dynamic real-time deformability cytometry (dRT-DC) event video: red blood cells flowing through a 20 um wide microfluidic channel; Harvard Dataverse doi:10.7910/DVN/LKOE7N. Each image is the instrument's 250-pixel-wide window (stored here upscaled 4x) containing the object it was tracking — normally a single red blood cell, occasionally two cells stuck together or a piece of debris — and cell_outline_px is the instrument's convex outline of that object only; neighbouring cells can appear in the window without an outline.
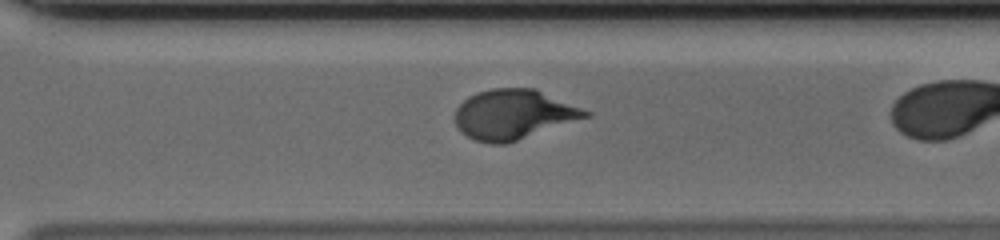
{"species": "human", "species_latin": "Homo sapiens", "temperature_condition": "cold", "stored_images_in_passage": 31, "camera_frame_rate_fps": 3000, "um_per_image_px": 0.085, "donor": {"sex": "male"}, "frame": {"image": 1, "passage_image": 27, "time_ms": 8.667, "image_size_px": [1000, 240], "cell_outline_px": [[592, 116], [504, 144], [492, 144], [476, 140], [460, 132], [456, 128], [456, 108], [468, 96], [476, 92], [492, 88], [536, 88], [592, 112]], "centroid_in_image_um": [43.67, 9.71], "position_along_channel_um": 326.9, "area_um2": 37.92}}